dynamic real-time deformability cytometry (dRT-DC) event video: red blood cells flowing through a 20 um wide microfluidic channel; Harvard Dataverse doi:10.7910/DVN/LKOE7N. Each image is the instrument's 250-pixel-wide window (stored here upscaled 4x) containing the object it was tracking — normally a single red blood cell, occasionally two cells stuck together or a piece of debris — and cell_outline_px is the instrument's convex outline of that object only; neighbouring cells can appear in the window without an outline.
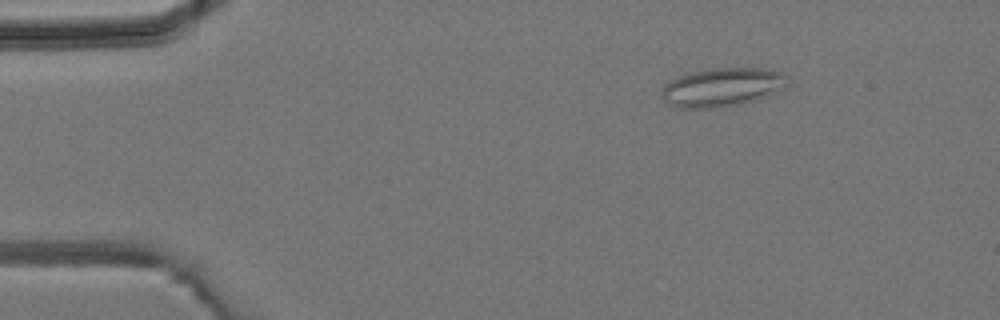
{"species": "common noctule bat (a hibernating species)", "species_latin": "Nyctalus noctula", "temperature_condition": "room temperature", "stored_images_in_passage": 4, "camera_frame_rate_fps": 3000, "um_per_image_px": 0.085, "animal": {"sex": "male", "body_mass_g": 19.2, "forearm_length_mm": 51.8}, "frame": {"image": 1, "passage_image": 2, "time_ms": 1.333, "image_size_px": [1000, 320], "cell_outline_px": [[792, 80], [788, 88], [752, 100], [720, 108], [680, 108], [668, 104], [660, 96], [660, 92], [664, 84], [676, 76], [688, 72], [708, 68], [764, 68], [780, 72], [788, 76]], "centroid_in_image_um": [61.38, 7.39], "position_along_channel_um": 23.6, "area_um2": 28.96}}